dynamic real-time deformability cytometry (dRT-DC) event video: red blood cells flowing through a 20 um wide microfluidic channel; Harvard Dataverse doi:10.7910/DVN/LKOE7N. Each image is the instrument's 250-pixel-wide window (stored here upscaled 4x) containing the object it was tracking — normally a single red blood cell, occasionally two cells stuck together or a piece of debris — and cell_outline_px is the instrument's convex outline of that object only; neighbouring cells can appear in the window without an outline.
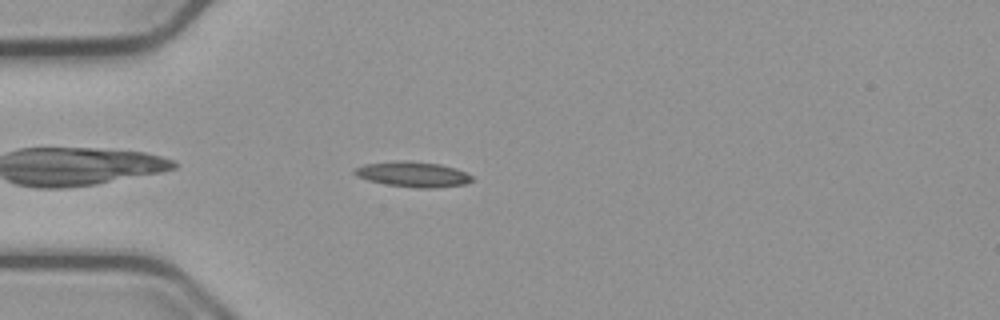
{"species": "common noctule bat (a hibernating species)", "species_latin": "Nyctalus noctula", "temperature_condition": "cold", "stored_images_in_passage": 43, "camera_frame_rate_fps": 3000, "um_per_image_px": 0.085, "animal": {"sex": "male", "body_mass_g": 23.1, "forearm_length_mm": 52.7}, "frame": {"image": 1, "passage_image": 4, "time_ms": 1.0, "image_size_px": [1000, 320], "cell_outline_px": [[472, 180], [464, 184], [436, 188], [416, 188], [388, 184], [368, 180], [356, 176], [352, 172], [356, 168], [364, 164], [440, 164], [456, 168], [472, 176]], "centroid_in_image_um": [35.15, 14.88], "position_along_channel_um": 49.8, "area_um2": 16.07}}
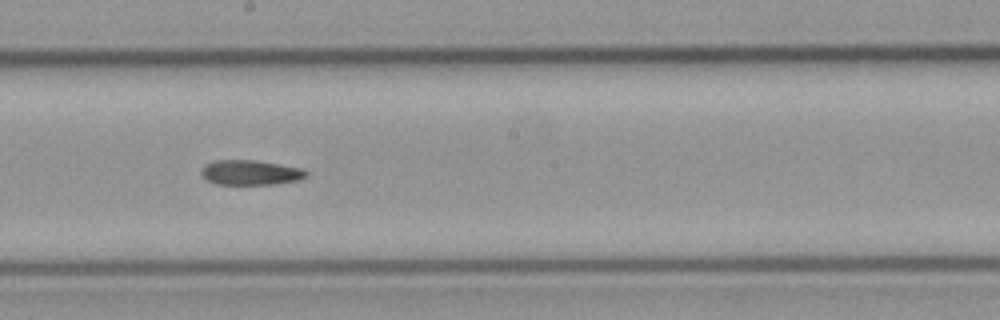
{"frame": {"image": 2, "passage_image": 19, "time_ms": 6.0, "image_size_px": [1000, 320], "cell_outline_px": [[308, 176], [296, 180], [272, 184], [216, 184], [208, 180], [200, 172], [208, 164], [216, 160], [256, 160], [304, 168], [308, 172]], "centroid_in_image_um": [21.35, 14.66], "position_along_channel_um": 226.9, "area_um2": 15.03}}
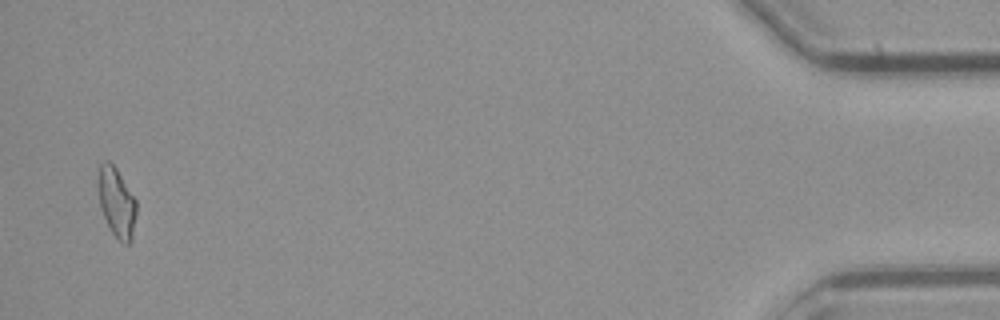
{"frame": {"image": 3, "passage_image": 42, "time_ms": 13.667, "image_size_px": [1000, 320], "cell_outline_px": [[136, 212], [132, 240], [128, 244], [124, 244], [112, 232], [100, 208], [96, 184], [100, 164], [104, 160], [108, 160], [116, 168], [136, 200]], "centroid_in_image_um": [9.88, 17.17], "position_along_channel_um": 425.3, "area_um2": 15.55}, "authors_computed_cell_mechanics": {"area_um2": 15.606, "velocity_mm_per_s": 3.7779, "shape_relaxation_time_tau1_ms": 8.7258, "shape_relaxation_time_tau2_ms": 6.1074, "deformation_change_tau1": 0.2187, "deformation_change_tau2": 0.1634}}